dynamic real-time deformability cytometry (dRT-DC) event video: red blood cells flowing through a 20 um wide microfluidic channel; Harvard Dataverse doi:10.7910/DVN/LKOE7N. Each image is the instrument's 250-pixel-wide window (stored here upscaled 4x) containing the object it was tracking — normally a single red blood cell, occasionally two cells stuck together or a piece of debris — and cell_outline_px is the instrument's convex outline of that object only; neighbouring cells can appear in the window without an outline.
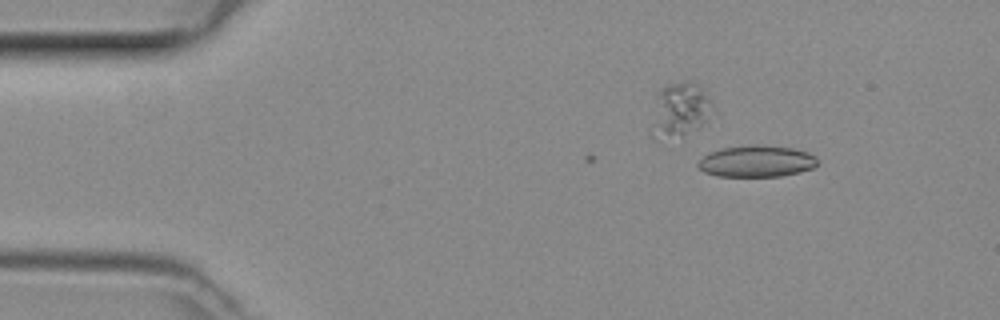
{"species": "common noctule bat (a hibernating species)", "species_latin": "Nyctalus noctula", "temperature_condition": "room temperature", "stored_images_in_passage": 6, "camera_frame_rate_fps": 3000, "um_per_image_px": 0.085, "animal": {"sex": "female", "body_mass_g": 29.2, "forearm_length_mm": 56.3}, "frame": {"image": 1, "passage_image": 1, "time_ms": 0.0, "image_size_px": [1000, 320], "cell_outline_px": [[816, 164], [812, 168], [800, 172], [780, 176], [716, 176], [704, 172], [696, 164], [708, 152], [724, 148], [756, 144], [792, 148], [808, 152], [816, 156]], "centroid_in_image_um": [64.3, 13.7], "position_along_channel_um": 20.7, "area_um2": 21.85}}